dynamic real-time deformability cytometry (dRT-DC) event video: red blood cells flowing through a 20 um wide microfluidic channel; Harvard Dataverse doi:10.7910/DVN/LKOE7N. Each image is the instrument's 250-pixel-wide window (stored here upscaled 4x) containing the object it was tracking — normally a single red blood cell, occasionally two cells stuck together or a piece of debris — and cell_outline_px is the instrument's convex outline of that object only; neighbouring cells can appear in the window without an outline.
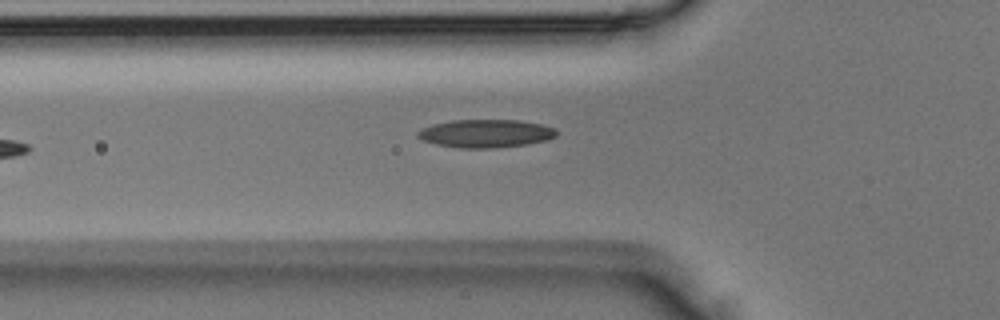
{"species": "Egyptian fruit bat (a non-hibernating species)", "species_latin": "Rousettus aegyptiacus", "temperature_condition": "room temperature", "stored_images_in_passage": 5, "camera_frame_rate_fps": 3000, "um_per_image_px": 0.085, "animal": {"sex": "male"}, "frame": {"image": 1, "passage_image": 5, "time_ms": 1.333, "image_size_px": [1000, 320], "cell_outline_px": [[556, 136], [548, 140], [528, 144], [496, 148], [456, 148], [436, 144], [424, 140], [416, 136], [416, 132], [424, 128], [436, 124], [452, 120], [516, 120], [540, 124], [556, 128]], "centroid_in_image_um": [41.31, 11.36], "position_along_channel_um": 84.5, "area_um2": 22.66}}